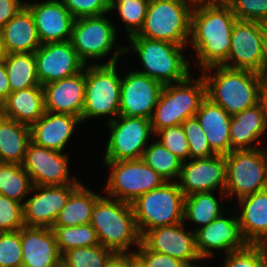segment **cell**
I'll return each instance as SVG.
<instances>
[{"instance_id": "1", "label": "cell", "mask_w": 267, "mask_h": 267, "mask_svg": "<svg viewBox=\"0 0 267 267\" xmlns=\"http://www.w3.org/2000/svg\"><path fill=\"white\" fill-rule=\"evenodd\" d=\"M194 6L190 41L200 66L203 70L221 66L228 58L232 28L238 19L224 0L195 2Z\"/></svg>"}, {"instance_id": "2", "label": "cell", "mask_w": 267, "mask_h": 267, "mask_svg": "<svg viewBox=\"0 0 267 267\" xmlns=\"http://www.w3.org/2000/svg\"><path fill=\"white\" fill-rule=\"evenodd\" d=\"M216 69L215 75H206V70ZM206 82V97L219 105L230 116L259 103L262 74L224 66H212L203 70Z\"/></svg>"}, {"instance_id": "3", "label": "cell", "mask_w": 267, "mask_h": 267, "mask_svg": "<svg viewBox=\"0 0 267 267\" xmlns=\"http://www.w3.org/2000/svg\"><path fill=\"white\" fill-rule=\"evenodd\" d=\"M90 224L99 244L115 253H127L131 243L141 244L131 203L101 196L93 207Z\"/></svg>"}, {"instance_id": "4", "label": "cell", "mask_w": 267, "mask_h": 267, "mask_svg": "<svg viewBox=\"0 0 267 267\" xmlns=\"http://www.w3.org/2000/svg\"><path fill=\"white\" fill-rule=\"evenodd\" d=\"M191 4L187 0H150L140 31L130 37L166 41L185 46L191 36Z\"/></svg>"}, {"instance_id": "5", "label": "cell", "mask_w": 267, "mask_h": 267, "mask_svg": "<svg viewBox=\"0 0 267 267\" xmlns=\"http://www.w3.org/2000/svg\"><path fill=\"white\" fill-rule=\"evenodd\" d=\"M184 201L177 182H165L137 197L131 206L141 237L153 228L183 223Z\"/></svg>"}, {"instance_id": "6", "label": "cell", "mask_w": 267, "mask_h": 267, "mask_svg": "<svg viewBox=\"0 0 267 267\" xmlns=\"http://www.w3.org/2000/svg\"><path fill=\"white\" fill-rule=\"evenodd\" d=\"M128 50L119 47L104 65L85 67V103L81 121L99 115L119 116L121 78L116 74V60Z\"/></svg>"}, {"instance_id": "7", "label": "cell", "mask_w": 267, "mask_h": 267, "mask_svg": "<svg viewBox=\"0 0 267 267\" xmlns=\"http://www.w3.org/2000/svg\"><path fill=\"white\" fill-rule=\"evenodd\" d=\"M190 76L176 84L164 85L154 109L151 120L153 132L182 124L188 118L194 117L201 102L206 98V82L201 76L190 83Z\"/></svg>"}, {"instance_id": "8", "label": "cell", "mask_w": 267, "mask_h": 267, "mask_svg": "<svg viewBox=\"0 0 267 267\" xmlns=\"http://www.w3.org/2000/svg\"><path fill=\"white\" fill-rule=\"evenodd\" d=\"M129 40L145 69L138 72L163 85L182 82L190 76L189 64L181 54L185 46L144 37H129Z\"/></svg>"}, {"instance_id": "9", "label": "cell", "mask_w": 267, "mask_h": 267, "mask_svg": "<svg viewBox=\"0 0 267 267\" xmlns=\"http://www.w3.org/2000/svg\"><path fill=\"white\" fill-rule=\"evenodd\" d=\"M225 160L226 197L236 194L239 199L267 188V150H233Z\"/></svg>"}, {"instance_id": "10", "label": "cell", "mask_w": 267, "mask_h": 267, "mask_svg": "<svg viewBox=\"0 0 267 267\" xmlns=\"http://www.w3.org/2000/svg\"><path fill=\"white\" fill-rule=\"evenodd\" d=\"M111 167V174L105 190L110 197L132 203L144 193L161 187L166 180L142 159L104 161Z\"/></svg>"}, {"instance_id": "11", "label": "cell", "mask_w": 267, "mask_h": 267, "mask_svg": "<svg viewBox=\"0 0 267 267\" xmlns=\"http://www.w3.org/2000/svg\"><path fill=\"white\" fill-rule=\"evenodd\" d=\"M119 121L108 120L111 129L104 161L142 159L145 143L153 132L151 120L119 115Z\"/></svg>"}, {"instance_id": "12", "label": "cell", "mask_w": 267, "mask_h": 267, "mask_svg": "<svg viewBox=\"0 0 267 267\" xmlns=\"http://www.w3.org/2000/svg\"><path fill=\"white\" fill-rule=\"evenodd\" d=\"M116 30L110 20L101 16L80 17L74 20L70 42L79 58H102L112 49Z\"/></svg>"}, {"instance_id": "13", "label": "cell", "mask_w": 267, "mask_h": 267, "mask_svg": "<svg viewBox=\"0 0 267 267\" xmlns=\"http://www.w3.org/2000/svg\"><path fill=\"white\" fill-rule=\"evenodd\" d=\"M68 162V156L60 151L44 148L30 141L21 165L36 186L81 184L76 178L70 182Z\"/></svg>"}, {"instance_id": "14", "label": "cell", "mask_w": 267, "mask_h": 267, "mask_svg": "<svg viewBox=\"0 0 267 267\" xmlns=\"http://www.w3.org/2000/svg\"><path fill=\"white\" fill-rule=\"evenodd\" d=\"M164 85L138 71L121 78L119 115L151 119Z\"/></svg>"}, {"instance_id": "15", "label": "cell", "mask_w": 267, "mask_h": 267, "mask_svg": "<svg viewBox=\"0 0 267 267\" xmlns=\"http://www.w3.org/2000/svg\"><path fill=\"white\" fill-rule=\"evenodd\" d=\"M262 37L259 22L237 20L232 28L228 58L221 66L262 74Z\"/></svg>"}, {"instance_id": "16", "label": "cell", "mask_w": 267, "mask_h": 267, "mask_svg": "<svg viewBox=\"0 0 267 267\" xmlns=\"http://www.w3.org/2000/svg\"><path fill=\"white\" fill-rule=\"evenodd\" d=\"M34 56L41 86L75 75L86 66L70 41L41 44Z\"/></svg>"}, {"instance_id": "17", "label": "cell", "mask_w": 267, "mask_h": 267, "mask_svg": "<svg viewBox=\"0 0 267 267\" xmlns=\"http://www.w3.org/2000/svg\"><path fill=\"white\" fill-rule=\"evenodd\" d=\"M182 162L179 188L186 196L199 192H209L220 186L221 198L226 186L225 155L216 154L210 158L192 159Z\"/></svg>"}, {"instance_id": "18", "label": "cell", "mask_w": 267, "mask_h": 267, "mask_svg": "<svg viewBox=\"0 0 267 267\" xmlns=\"http://www.w3.org/2000/svg\"><path fill=\"white\" fill-rule=\"evenodd\" d=\"M79 185L80 184H66L62 186L33 185L31 191L37 190V194L23 203V219L25 226L52 228L69 196Z\"/></svg>"}, {"instance_id": "19", "label": "cell", "mask_w": 267, "mask_h": 267, "mask_svg": "<svg viewBox=\"0 0 267 267\" xmlns=\"http://www.w3.org/2000/svg\"><path fill=\"white\" fill-rule=\"evenodd\" d=\"M141 242L151 251L181 260L191 266L194 260H202L195 240V232H185L183 223L160 226L147 231Z\"/></svg>"}, {"instance_id": "20", "label": "cell", "mask_w": 267, "mask_h": 267, "mask_svg": "<svg viewBox=\"0 0 267 267\" xmlns=\"http://www.w3.org/2000/svg\"><path fill=\"white\" fill-rule=\"evenodd\" d=\"M30 10L41 44L70 40L75 18L59 0L25 3Z\"/></svg>"}, {"instance_id": "21", "label": "cell", "mask_w": 267, "mask_h": 267, "mask_svg": "<svg viewBox=\"0 0 267 267\" xmlns=\"http://www.w3.org/2000/svg\"><path fill=\"white\" fill-rule=\"evenodd\" d=\"M196 248L201 259L212 256L210 249L231 251L243 249L248 245L244 239L238 218L217 217L206 226L195 231Z\"/></svg>"}, {"instance_id": "22", "label": "cell", "mask_w": 267, "mask_h": 267, "mask_svg": "<svg viewBox=\"0 0 267 267\" xmlns=\"http://www.w3.org/2000/svg\"><path fill=\"white\" fill-rule=\"evenodd\" d=\"M45 110L81 118L85 103V70L43 86Z\"/></svg>"}, {"instance_id": "23", "label": "cell", "mask_w": 267, "mask_h": 267, "mask_svg": "<svg viewBox=\"0 0 267 267\" xmlns=\"http://www.w3.org/2000/svg\"><path fill=\"white\" fill-rule=\"evenodd\" d=\"M20 236L22 267L61 266V254L50 227L23 226Z\"/></svg>"}, {"instance_id": "24", "label": "cell", "mask_w": 267, "mask_h": 267, "mask_svg": "<svg viewBox=\"0 0 267 267\" xmlns=\"http://www.w3.org/2000/svg\"><path fill=\"white\" fill-rule=\"evenodd\" d=\"M81 118L61 113L45 112L30 125L31 142L44 148L62 152Z\"/></svg>"}, {"instance_id": "25", "label": "cell", "mask_w": 267, "mask_h": 267, "mask_svg": "<svg viewBox=\"0 0 267 267\" xmlns=\"http://www.w3.org/2000/svg\"><path fill=\"white\" fill-rule=\"evenodd\" d=\"M195 117L205 132L211 149L219 155L229 154L231 116L206 97L201 102Z\"/></svg>"}, {"instance_id": "26", "label": "cell", "mask_w": 267, "mask_h": 267, "mask_svg": "<svg viewBox=\"0 0 267 267\" xmlns=\"http://www.w3.org/2000/svg\"><path fill=\"white\" fill-rule=\"evenodd\" d=\"M242 206L238 217L248 244L267 245V188L238 199Z\"/></svg>"}, {"instance_id": "27", "label": "cell", "mask_w": 267, "mask_h": 267, "mask_svg": "<svg viewBox=\"0 0 267 267\" xmlns=\"http://www.w3.org/2000/svg\"><path fill=\"white\" fill-rule=\"evenodd\" d=\"M1 32L7 54L34 53L41 46L33 16L26 6L4 25Z\"/></svg>"}, {"instance_id": "28", "label": "cell", "mask_w": 267, "mask_h": 267, "mask_svg": "<svg viewBox=\"0 0 267 267\" xmlns=\"http://www.w3.org/2000/svg\"><path fill=\"white\" fill-rule=\"evenodd\" d=\"M46 112L42 86L11 92L0 106V113L17 122L31 125Z\"/></svg>"}, {"instance_id": "29", "label": "cell", "mask_w": 267, "mask_h": 267, "mask_svg": "<svg viewBox=\"0 0 267 267\" xmlns=\"http://www.w3.org/2000/svg\"><path fill=\"white\" fill-rule=\"evenodd\" d=\"M266 122L260 103L231 116L230 139L233 150L255 149L252 142L266 131Z\"/></svg>"}, {"instance_id": "30", "label": "cell", "mask_w": 267, "mask_h": 267, "mask_svg": "<svg viewBox=\"0 0 267 267\" xmlns=\"http://www.w3.org/2000/svg\"><path fill=\"white\" fill-rule=\"evenodd\" d=\"M30 141L29 125L0 113V163L22 164Z\"/></svg>"}, {"instance_id": "31", "label": "cell", "mask_w": 267, "mask_h": 267, "mask_svg": "<svg viewBox=\"0 0 267 267\" xmlns=\"http://www.w3.org/2000/svg\"><path fill=\"white\" fill-rule=\"evenodd\" d=\"M100 197L80 184L69 196L53 226L90 224L93 207Z\"/></svg>"}, {"instance_id": "32", "label": "cell", "mask_w": 267, "mask_h": 267, "mask_svg": "<svg viewBox=\"0 0 267 267\" xmlns=\"http://www.w3.org/2000/svg\"><path fill=\"white\" fill-rule=\"evenodd\" d=\"M11 92L41 86L34 53L7 54L4 59Z\"/></svg>"}, {"instance_id": "33", "label": "cell", "mask_w": 267, "mask_h": 267, "mask_svg": "<svg viewBox=\"0 0 267 267\" xmlns=\"http://www.w3.org/2000/svg\"><path fill=\"white\" fill-rule=\"evenodd\" d=\"M32 187L30 176L21 164L0 163V194L22 204L23 197Z\"/></svg>"}, {"instance_id": "34", "label": "cell", "mask_w": 267, "mask_h": 267, "mask_svg": "<svg viewBox=\"0 0 267 267\" xmlns=\"http://www.w3.org/2000/svg\"><path fill=\"white\" fill-rule=\"evenodd\" d=\"M221 207L211 192H199L185 197L184 218L203 226L221 216Z\"/></svg>"}, {"instance_id": "35", "label": "cell", "mask_w": 267, "mask_h": 267, "mask_svg": "<svg viewBox=\"0 0 267 267\" xmlns=\"http://www.w3.org/2000/svg\"><path fill=\"white\" fill-rule=\"evenodd\" d=\"M59 253L78 247L100 245L95 229L91 224L79 226H53Z\"/></svg>"}, {"instance_id": "36", "label": "cell", "mask_w": 267, "mask_h": 267, "mask_svg": "<svg viewBox=\"0 0 267 267\" xmlns=\"http://www.w3.org/2000/svg\"><path fill=\"white\" fill-rule=\"evenodd\" d=\"M142 160L154 169L166 182L169 179L180 176L182 161L160 141L149 145L143 153Z\"/></svg>"}, {"instance_id": "37", "label": "cell", "mask_w": 267, "mask_h": 267, "mask_svg": "<svg viewBox=\"0 0 267 267\" xmlns=\"http://www.w3.org/2000/svg\"><path fill=\"white\" fill-rule=\"evenodd\" d=\"M114 254V251L101 245L78 247L61 255V265L63 267H106Z\"/></svg>"}, {"instance_id": "38", "label": "cell", "mask_w": 267, "mask_h": 267, "mask_svg": "<svg viewBox=\"0 0 267 267\" xmlns=\"http://www.w3.org/2000/svg\"><path fill=\"white\" fill-rule=\"evenodd\" d=\"M150 0H116L110 4V11L117 7V11L126 22L128 37L136 35L143 26Z\"/></svg>"}, {"instance_id": "39", "label": "cell", "mask_w": 267, "mask_h": 267, "mask_svg": "<svg viewBox=\"0 0 267 267\" xmlns=\"http://www.w3.org/2000/svg\"><path fill=\"white\" fill-rule=\"evenodd\" d=\"M223 267H267V246L248 244L245 248L231 251Z\"/></svg>"}, {"instance_id": "40", "label": "cell", "mask_w": 267, "mask_h": 267, "mask_svg": "<svg viewBox=\"0 0 267 267\" xmlns=\"http://www.w3.org/2000/svg\"><path fill=\"white\" fill-rule=\"evenodd\" d=\"M181 125L188 140L190 160L210 158L216 155L209 146L205 132L195 116L188 118Z\"/></svg>"}, {"instance_id": "41", "label": "cell", "mask_w": 267, "mask_h": 267, "mask_svg": "<svg viewBox=\"0 0 267 267\" xmlns=\"http://www.w3.org/2000/svg\"><path fill=\"white\" fill-rule=\"evenodd\" d=\"M0 267H22L20 230L0 232Z\"/></svg>"}, {"instance_id": "42", "label": "cell", "mask_w": 267, "mask_h": 267, "mask_svg": "<svg viewBox=\"0 0 267 267\" xmlns=\"http://www.w3.org/2000/svg\"><path fill=\"white\" fill-rule=\"evenodd\" d=\"M156 134L162 136L159 139L162 145L182 162L186 161V158H190L188 140L181 124L163 128Z\"/></svg>"}, {"instance_id": "43", "label": "cell", "mask_w": 267, "mask_h": 267, "mask_svg": "<svg viewBox=\"0 0 267 267\" xmlns=\"http://www.w3.org/2000/svg\"><path fill=\"white\" fill-rule=\"evenodd\" d=\"M23 226V204L0 194V232L19 231Z\"/></svg>"}, {"instance_id": "44", "label": "cell", "mask_w": 267, "mask_h": 267, "mask_svg": "<svg viewBox=\"0 0 267 267\" xmlns=\"http://www.w3.org/2000/svg\"><path fill=\"white\" fill-rule=\"evenodd\" d=\"M238 20L259 22L267 16V0H224Z\"/></svg>"}, {"instance_id": "45", "label": "cell", "mask_w": 267, "mask_h": 267, "mask_svg": "<svg viewBox=\"0 0 267 267\" xmlns=\"http://www.w3.org/2000/svg\"><path fill=\"white\" fill-rule=\"evenodd\" d=\"M75 18L101 16L110 11L107 0H61Z\"/></svg>"}, {"instance_id": "46", "label": "cell", "mask_w": 267, "mask_h": 267, "mask_svg": "<svg viewBox=\"0 0 267 267\" xmlns=\"http://www.w3.org/2000/svg\"><path fill=\"white\" fill-rule=\"evenodd\" d=\"M138 252H133L135 256L146 267H186L187 265L171 256L149 250L142 242L138 246Z\"/></svg>"}, {"instance_id": "47", "label": "cell", "mask_w": 267, "mask_h": 267, "mask_svg": "<svg viewBox=\"0 0 267 267\" xmlns=\"http://www.w3.org/2000/svg\"><path fill=\"white\" fill-rule=\"evenodd\" d=\"M25 4L20 0H0V29L4 27Z\"/></svg>"}, {"instance_id": "48", "label": "cell", "mask_w": 267, "mask_h": 267, "mask_svg": "<svg viewBox=\"0 0 267 267\" xmlns=\"http://www.w3.org/2000/svg\"><path fill=\"white\" fill-rule=\"evenodd\" d=\"M11 93L4 61L0 62V106Z\"/></svg>"}, {"instance_id": "49", "label": "cell", "mask_w": 267, "mask_h": 267, "mask_svg": "<svg viewBox=\"0 0 267 267\" xmlns=\"http://www.w3.org/2000/svg\"><path fill=\"white\" fill-rule=\"evenodd\" d=\"M106 267H132V252L115 253L107 262Z\"/></svg>"}, {"instance_id": "50", "label": "cell", "mask_w": 267, "mask_h": 267, "mask_svg": "<svg viewBox=\"0 0 267 267\" xmlns=\"http://www.w3.org/2000/svg\"><path fill=\"white\" fill-rule=\"evenodd\" d=\"M259 103L262 106L264 118L267 126V78L263 79V83L259 94Z\"/></svg>"}, {"instance_id": "51", "label": "cell", "mask_w": 267, "mask_h": 267, "mask_svg": "<svg viewBox=\"0 0 267 267\" xmlns=\"http://www.w3.org/2000/svg\"><path fill=\"white\" fill-rule=\"evenodd\" d=\"M262 76L267 78V34L262 37Z\"/></svg>"}, {"instance_id": "52", "label": "cell", "mask_w": 267, "mask_h": 267, "mask_svg": "<svg viewBox=\"0 0 267 267\" xmlns=\"http://www.w3.org/2000/svg\"><path fill=\"white\" fill-rule=\"evenodd\" d=\"M6 50L4 47V43H3V39H2V32L0 29V62L4 61V59L6 58Z\"/></svg>"}, {"instance_id": "53", "label": "cell", "mask_w": 267, "mask_h": 267, "mask_svg": "<svg viewBox=\"0 0 267 267\" xmlns=\"http://www.w3.org/2000/svg\"><path fill=\"white\" fill-rule=\"evenodd\" d=\"M132 267H146L132 252Z\"/></svg>"}, {"instance_id": "54", "label": "cell", "mask_w": 267, "mask_h": 267, "mask_svg": "<svg viewBox=\"0 0 267 267\" xmlns=\"http://www.w3.org/2000/svg\"><path fill=\"white\" fill-rule=\"evenodd\" d=\"M261 31L263 34H267V16L259 21Z\"/></svg>"}, {"instance_id": "55", "label": "cell", "mask_w": 267, "mask_h": 267, "mask_svg": "<svg viewBox=\"0 0 267 267\" xmlns=\"http://www.w3.org/2000/svg\"><path fill=\"white\" fill-rule=\"evenodd\" d=\"M191 1H194V2H207V1H219V0H190ZM189 2V0H188Z\"/></svg>"}, {"instance_id": "56", "label": "cell", "mask_w": 267, "mask_h": 267, "mask_svg": "<svg viewBox=\"0 0 267 267\" xmlns=\"http://www.w3.org/2000/svg\"><path fill=\"white\" fill-rule=\"evenodd\" d=\"M110 4L113 2V1H115V0H107Z\"/></svg>"}]
</instances>
